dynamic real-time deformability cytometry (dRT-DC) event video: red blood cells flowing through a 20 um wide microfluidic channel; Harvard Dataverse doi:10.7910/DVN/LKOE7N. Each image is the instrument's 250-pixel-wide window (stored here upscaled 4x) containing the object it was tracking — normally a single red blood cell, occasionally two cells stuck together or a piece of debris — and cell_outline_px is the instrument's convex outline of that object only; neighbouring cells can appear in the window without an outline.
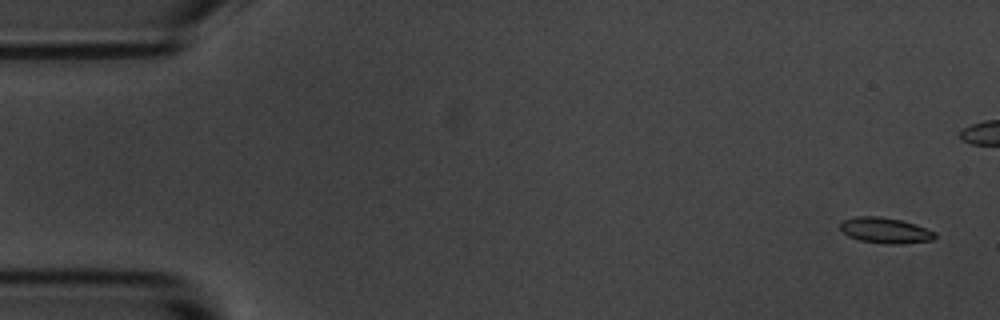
{"species": "common noctule bat (a hibernating species)", "species_latin": "Nyctalus noctula", "temperature_condition": "room temperature", "stored_images_in_passage": 7, "camera_frame_rate_fps": 3000, "um_per_image_px": 0.085, "animal": {"sex": "male", "body_mass_g": 20.1, "forearm_length_mm": 53.5}, "frame": {"image": 1, "passage_image": 1, "time_ms": 0.0, "image_size_px": [1000, 320], "cell_outline_px": [[936, 236], [932, 240], [900, 244], [888, 244], [860, 240], [848, 236], [840, 228], [840, 220], [856, 216], [880, 216], [900, 220], [916, 224], [936, 232]], "centroid_in_image_um": [75.23, 19.57], "position_along_channel_um": 9.8, "area_um2": 14.22}}
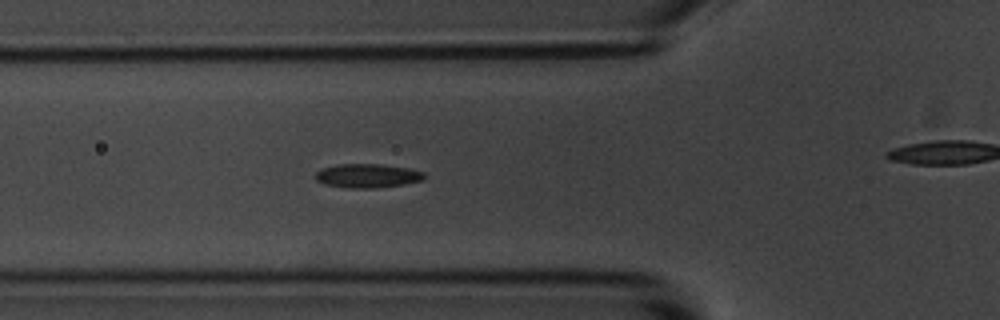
{"frame": {"image": 2, "passage_image": 6, "time_ms": 5.667, "image_size_px": [1000, 320], "cell_outline_px": [[424, 180], [404, 184], [376, 188], [344, 188], [324, 184], [316, 180], [316, 172], [320, 168], [336, 164], [380, 164], [408, 168], [424, 172]], "centroid_in_image_um": [31.2, 14.94], "position_along_channel_um": 94.6, "area_um2": 15.32}}